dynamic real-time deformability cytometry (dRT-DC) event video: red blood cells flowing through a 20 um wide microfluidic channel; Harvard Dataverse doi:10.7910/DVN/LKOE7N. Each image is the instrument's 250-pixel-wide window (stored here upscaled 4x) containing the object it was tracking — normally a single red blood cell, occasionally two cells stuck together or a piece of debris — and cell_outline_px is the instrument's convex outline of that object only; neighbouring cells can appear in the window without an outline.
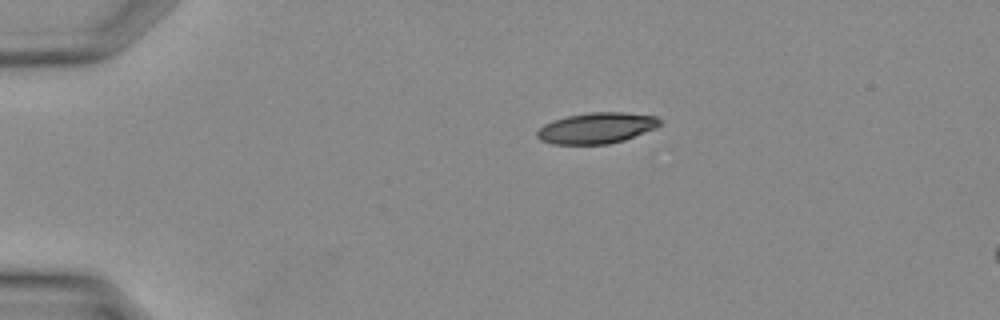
{"species": "Egyptian fruit bat (a non-hibernating species)", "species_latin": "Rousettus aegyptiacus", "temperature_condition": "warm", "stored_images_in_passage": 30, "camera_frame_rate_fps": 3000, "um_per_image_px": 0.085, "animal": {"sex": "female"}, "frame": {"image": 1, "passage_image": 1, "time_ms": 0.0, "image_size_px": [1000, 320], "cell_outline_px": [[660, 124], [656, 128], [624, 140], [608, 144], [552, 144], [540, 140], [536, 136], [536, 132], [544, 124], [552, 120], [568, 116], [588, 112], [624, 112], [656, 116], [660, 120]], "centroid_in_image_um": [50.69, 10.88], "position_along_channel_um": 34.3, "area_um2": 22.14}}
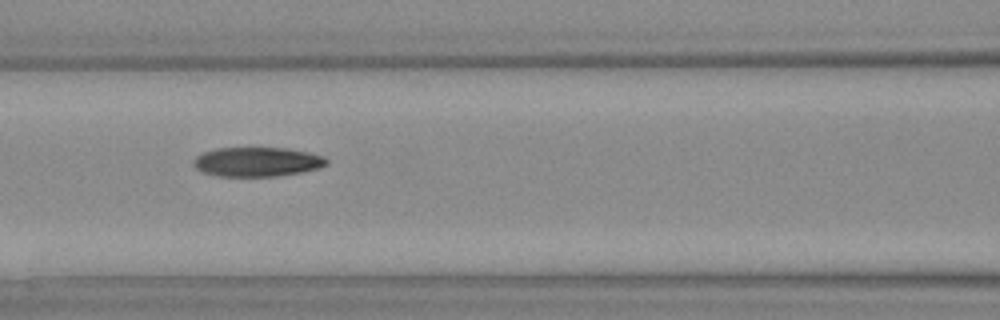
{"frame": {"image": 2, "passage_image": 10, "time_ms": 3.0, "image_size_px": [1000, 320], "cell_outline_px": [[328, 164], [320, 168], [300, 172], [272, 176], [216, 176], [204, 172], [196, 168], [192, 164], [196, 156], [204, 152], [216, 148], [284, 148], [308, 152], [320, 156], [328, 160]], "centroid_in_image_um": [21.83, 13.75], "position_along_channel_um": 144.8, "area_um2": 22.54}}
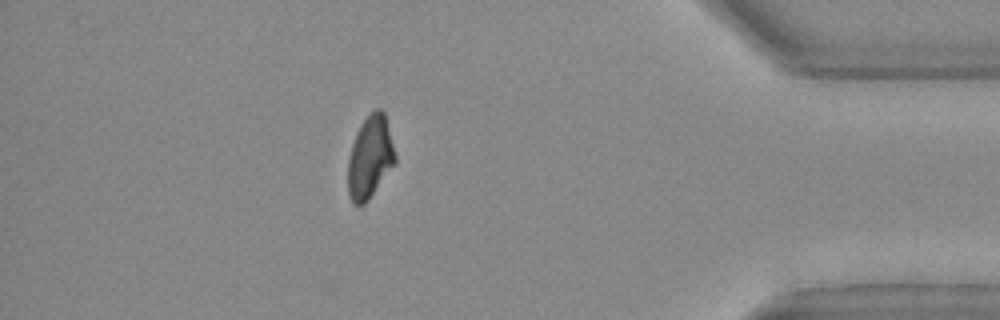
{"frame": {"image": 3, "passage_image": 26, "time_ms": 8.333, "image_size_px": [1000, 320], "cell_outline_px": [[396, 164], [368, 200], [360, 208], [356, 208], [352, 204], [348, 192], [348, 160], [352, 144], [356, 132], [360, 124], [376, 108], [380, 108], [384, 112], [396, 156]], "centroid_in_image_um": [31.44, 13.43], "position_along_channel_um": 403.8, "area_um2": 22.89}}